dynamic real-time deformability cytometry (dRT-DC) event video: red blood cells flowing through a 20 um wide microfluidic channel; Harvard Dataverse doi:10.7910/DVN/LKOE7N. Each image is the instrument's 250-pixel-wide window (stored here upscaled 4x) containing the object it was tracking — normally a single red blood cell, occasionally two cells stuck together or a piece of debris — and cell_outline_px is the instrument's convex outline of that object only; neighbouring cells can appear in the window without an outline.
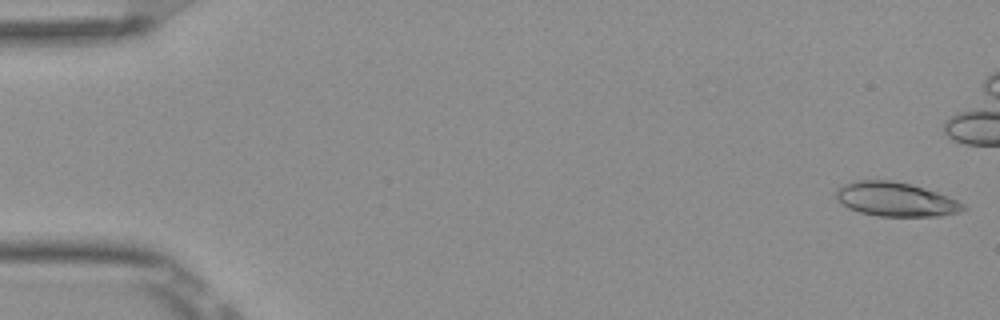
{"species": "Egyptian fruit bat (a non-hibernating species)", "species_latin": "Rousettus aegyptiacus", "temperature_condition": "room temperature", "stored_images_in_passage": 25, "camera_frame_rate_fps": 3000, "um_per_image_px": 0.085, "frame": {"image": 1, "passage_image": 1, "time_ms": 0.0, "image_size_px": [1000, 320], "cell_outline_px": [[968, 208], [960, 212], [940, 216], [880, 216], [860, 212], [848, 208], [836, 196], [836, 188], [844, 184], [856, 180], [892, 180], [924, 188], [936, 192], [956, 200], [964, 204]], "centroid_in_image_um": [76.14, 16.94], "position_along_channel_um": 8.9, "area_um2": 25.03}}
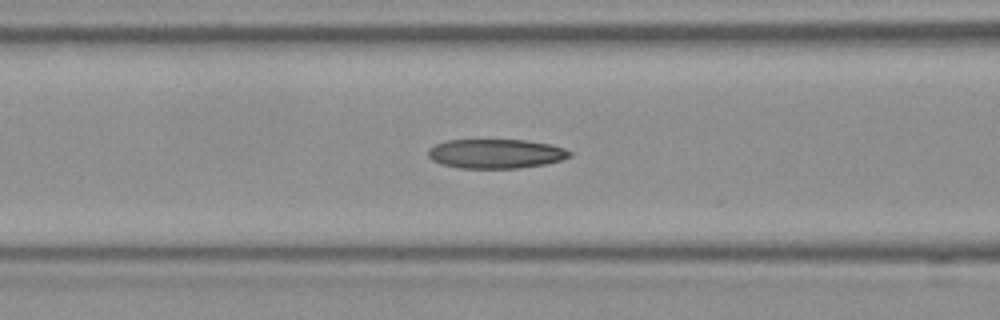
{"frame": {"image": 2, "passage_image": 21, "time_ms": 6.667, "image_size_px": [1000, 320], "cell_outline_px": [[572, 156], [560, 160], [544, 164], [520, 168], [460, 168], [440, 164], [432, 160], [428, 156], [428, 148], [444, 140], [524, 140], [552, 144], [564, 148], [572, 152]], "centroid_in_image_um": [42.13, 13.06], "position_along_channel_um": 124.5, "area_um2": 24.33}}
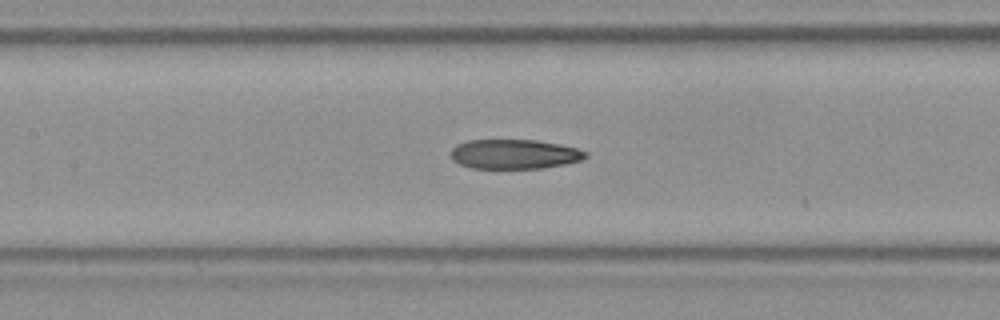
{"frame": {"image": 3, "passage_image": 24, "time_ms": 7.667, "image_size_px": [1000, 320], "cell_outline_px": [[588, 156], [580, 160], [564, 164], [544, 168], [472, 168], [460, 164], [452, 160], [452, 148], [456, 144], [468, 140], [536, 140], [560, 144], [576, 148], [588, 152]], "centroid_in_image_um": [43.72, 13.1], "position_along_channel_um": 163.7, "area_um2": 23.18}}